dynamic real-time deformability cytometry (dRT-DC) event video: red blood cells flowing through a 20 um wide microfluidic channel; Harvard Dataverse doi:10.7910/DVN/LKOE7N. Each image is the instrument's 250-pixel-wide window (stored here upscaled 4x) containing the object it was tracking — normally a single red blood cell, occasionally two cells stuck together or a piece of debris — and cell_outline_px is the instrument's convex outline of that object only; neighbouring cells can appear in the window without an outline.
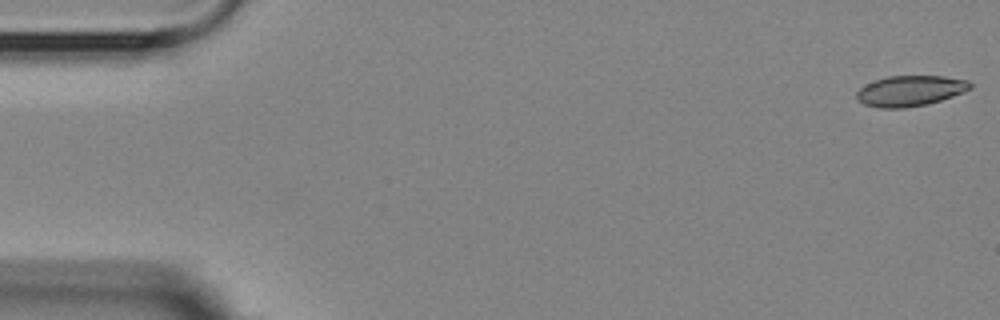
{"species": "Egyptian fruit bat (a non-hibernating species)", "species_latin": "Rousettus aegyptiacus", "temperature_condition": "room temperature", "stored_images_in_passage": 5, "camera_frame_rate_fps": 3000, "um_per_image_px": 0.085, "animal": {"sex": "female"}, "frame": {"image": 1, "passage_image": 1, "time_ms": 0.0, "image_size_px": [1000, 320], "cell_outline_px": [[972, 88], [964, 92], [928, 104], [904, 108], [880, 108], [864, 104], [856, 100], [856, 92], [864, 84], [888, 76], [944, 76], [968, 80], [972, 84]], "centroid_in_image_um": [77.35, 7.72], "position_along_channel_um": 7.6, "area_um2": 20.35}}
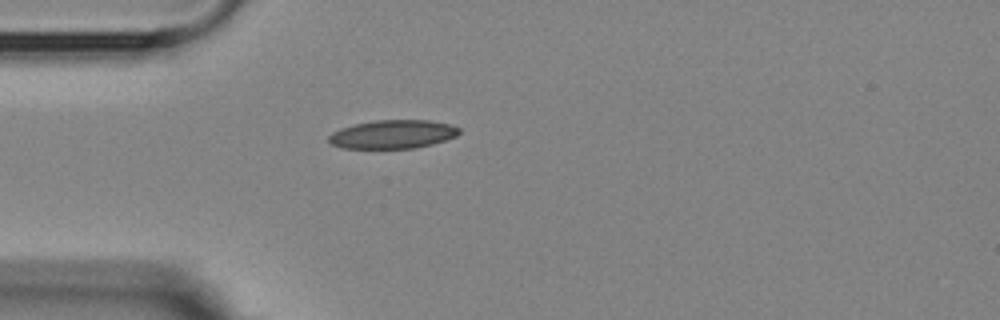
{"frame": {"image": 2, "passage_image": 5, "time_ms": 4.667, "image_size_px": [1000, 320], "cell_outline_px": [[460, 132], [456, 136], [432, 144], [416, 148], [340, 148], [332, 144], [328, 140], [328, 136], [332, 132], [340, 128], [352, 124], [372, 120], [428, 120], [448, 124], [460, 128]], "centroid_in_image_um": [33.34, 11.41], "position_along_channel_um": 51.7, "area_um2": 21.79}}